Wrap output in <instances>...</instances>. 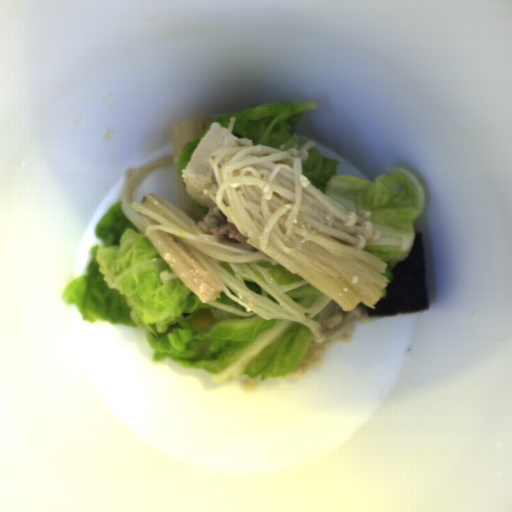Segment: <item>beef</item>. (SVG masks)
I'll use <instances>...</instances> for the list:
<instances>
[{
    "instance_id": "33117281",
    "label": "beef",
    "mask_w": 512,
    "mask_h": 512,
    "mask_svg": "<svg viewBox=\"0 0 512 512\" xmlns=\"http://www.w3.org/2000/svg\"><path fill=\"white\" fill-rule=\"evenodd\" d=\"M226 219L223 211L217 204H214V207H209L206 216L199 221V225L214 236L245 244L248 241L247 238L242 235L235 224Z\"/></svg>"
}]
</instances>
